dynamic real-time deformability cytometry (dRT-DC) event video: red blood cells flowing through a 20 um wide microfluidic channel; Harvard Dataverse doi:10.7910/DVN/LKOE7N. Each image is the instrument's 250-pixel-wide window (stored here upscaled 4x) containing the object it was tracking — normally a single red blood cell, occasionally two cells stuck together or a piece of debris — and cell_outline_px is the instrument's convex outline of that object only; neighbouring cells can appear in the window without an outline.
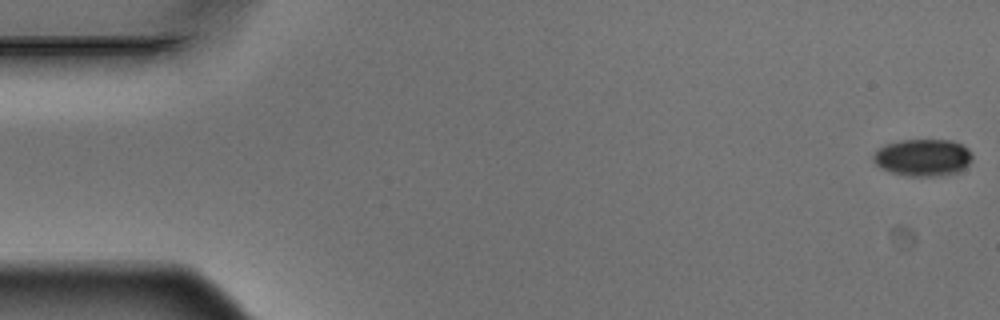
{"species": "Egyptian fruit bat (a non-hibernating species)", "species_latin": "Rousettus aegyptiacus", "temperature_condition": "warm", "stored_images_in_passage": 6, "camera_frame_rate_fps": 3000, "um_per_image_px": 0.085, "animal": {"sex": "male"}, "frame": {"image": 1, "passage_image": 1, "time_ms": 0.0, "image_size_px": [1000, 320], "cell_outline_px": [[972, 160], [964, 168], [956, 172], [936, 176], [908, 176], [888, 172], [880, 168], [872, 160], [872, 156], [884, 144], [900, 140], [952, 140], [964, 144], [968, 148], [972, 156]], "centroid_in_image_um": [78.43, 13.38], "position_along_channel_um": 6.6, "area_um2": 21.56}}
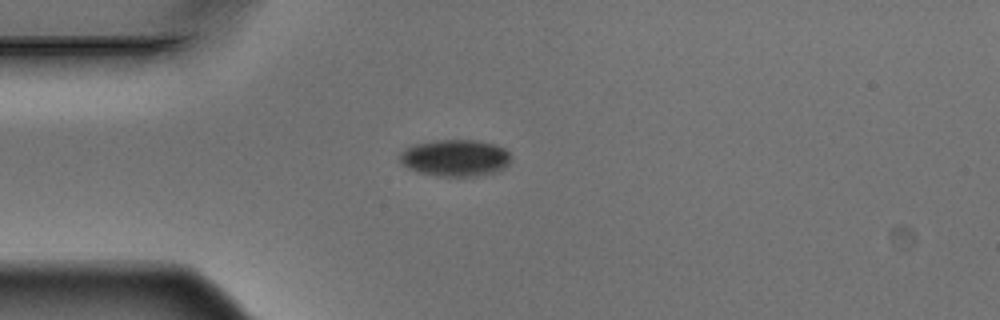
{"frame": {"image": 2, "passage_image": 5, "time_ms": 1.333, "image_size_px": [1000, 320], "cell_outline_px": [[508, 164], [504, 168], [492, 172], [476, 176], [436, 176], [416, 172], [408, 168], [396, 160], [400, 152], [416, 144], [436, 140], [476, 140], [492, 144], [504, 148], [508, 152]], "centroid_in_image_um": [38.62, 13.43], "position_along_channel_um": 46.4, "area_um2": 23.7}}
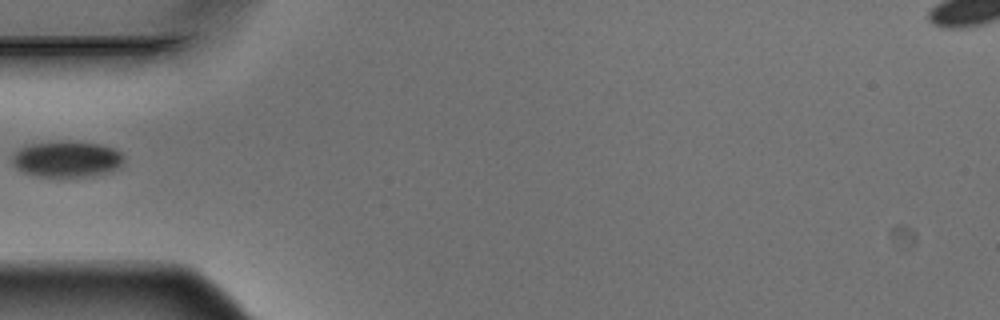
{"frame": {"image": 3, "passage_image": 6, "time_ms": 1.667, "image_size_px": [1000, 320], "cell_outline_px": [[124, 164], [108, 172], [92, 176], [64, 180], [36, 176], [24, 172], [16, 168], [12, 160], [12, 156], [20, 148], [28, 144], [60, 140], [100, 144], [116, 148], [124, 156]], "centroid_in_image_um": [5.69, 13.56], "position_along_channel_um": 79.3, "area_um2": 24.45}}